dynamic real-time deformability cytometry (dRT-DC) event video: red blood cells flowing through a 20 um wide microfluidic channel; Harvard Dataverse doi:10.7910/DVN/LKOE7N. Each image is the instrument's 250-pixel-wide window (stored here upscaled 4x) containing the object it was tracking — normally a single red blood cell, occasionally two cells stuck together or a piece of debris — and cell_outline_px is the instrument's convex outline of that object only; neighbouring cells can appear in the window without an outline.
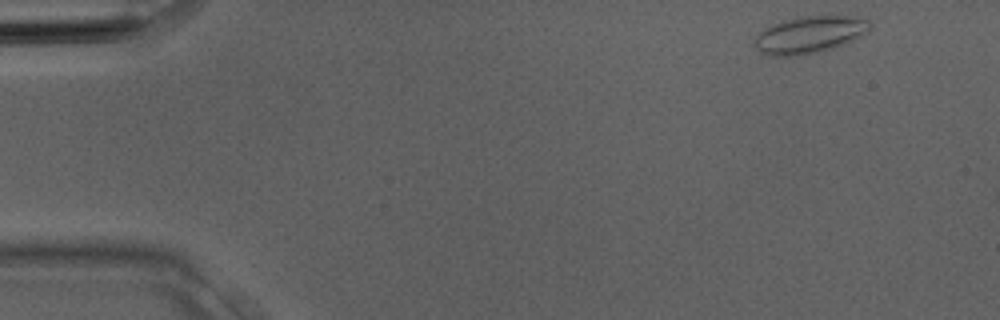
{"species": "Egyptian fruit bat (a non-hibernating species)", "species_latin": "Rousettus aegyptiacus", "temperature_condition": "room temperature", "stored_images_in_passage": 3, "camera_frame_rate_fps": 3000, "um_per_image_px": 0.085, "animal": {"sex": "male"}, "frame": {"image": 1, "passage_image": 1, "time_ms": 0.0, "image_size_px": [1000, 320], "cell_outline_px": [[872, 28], [868, 32], [844, 44], [816, 52], [796, 56], [772, 56], [760, 52], [752, 44], [752, 40], [764, 28], [772, 24], [788, 20], [808, 16], [856, 16], [868, 20], [872, 24]], "centroid_in_image_um": [68.8, 2.95], "position_along_channel_um": 16.2, "area_um2": 24.8}}